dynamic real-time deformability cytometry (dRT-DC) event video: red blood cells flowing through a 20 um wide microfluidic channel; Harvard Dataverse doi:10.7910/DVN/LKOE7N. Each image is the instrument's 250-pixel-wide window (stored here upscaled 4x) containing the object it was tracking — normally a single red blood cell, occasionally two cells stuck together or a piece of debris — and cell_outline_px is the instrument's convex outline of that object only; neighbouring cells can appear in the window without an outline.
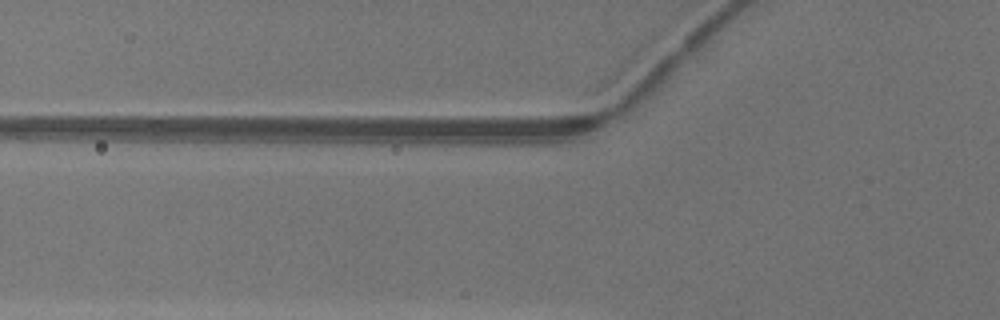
{"species": "common noctule bat (a hibernating species)", "species_latin": "Nyctalus noctula", "temperature_condition": "warm", "stored_images_in_passage": 2, "camera_frame_rate_fps": 3000, "um_per_image_px": 0.085, "animal": {"sex": "female"}, "frame": {"image": 1, "passage_image": 2, "time_ms": 0.333, "image_size_px": [1000, 320], "cell_outline_px": [[724, 48], [716, 68], [672, 108], [636, 128], [636, 120], [644, 108], [704, 48], [716, 40]], "centroid_in_image_um": [58.06, 7.05], "position_along_channel_um": 67.7, "area_um2": 15.26}}